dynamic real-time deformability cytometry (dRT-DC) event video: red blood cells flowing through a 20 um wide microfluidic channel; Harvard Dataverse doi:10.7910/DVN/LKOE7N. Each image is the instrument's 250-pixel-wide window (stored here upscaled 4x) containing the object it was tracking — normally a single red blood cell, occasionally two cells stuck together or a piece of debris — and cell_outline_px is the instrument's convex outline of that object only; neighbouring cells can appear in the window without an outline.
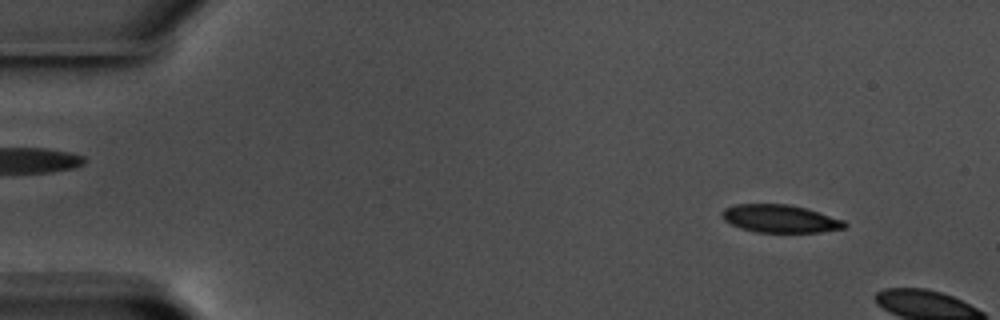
{"species": "common noctule bat (a hibernating species)", "species_latin": "Nyctalus noctula", "temperature_condition": "warm", "stored_images_in_passage": 10, "camera_frame_rate_fps": 3000, "um_per_image_px": 0.085, "animal": {"sex": "male", "body_mass_g": 17.5, "forearm_length_mm": 52.3}, "frame": {"image": 1, "passage_image": 6, "time_ms": 1.667, "image_size_px": [1000, 320], "cell_outline_px": [[848, 224], [844, 228], [820, 232], [756, 232], [740, 228], [724, 220], [724, 208], [736, 204], [788, 204], [804, 208], [844, 220]], "centroid_in_image_um": [66.32, 18.59], "position_along_channel_um": 18.7, "area_um2": 19.59}}